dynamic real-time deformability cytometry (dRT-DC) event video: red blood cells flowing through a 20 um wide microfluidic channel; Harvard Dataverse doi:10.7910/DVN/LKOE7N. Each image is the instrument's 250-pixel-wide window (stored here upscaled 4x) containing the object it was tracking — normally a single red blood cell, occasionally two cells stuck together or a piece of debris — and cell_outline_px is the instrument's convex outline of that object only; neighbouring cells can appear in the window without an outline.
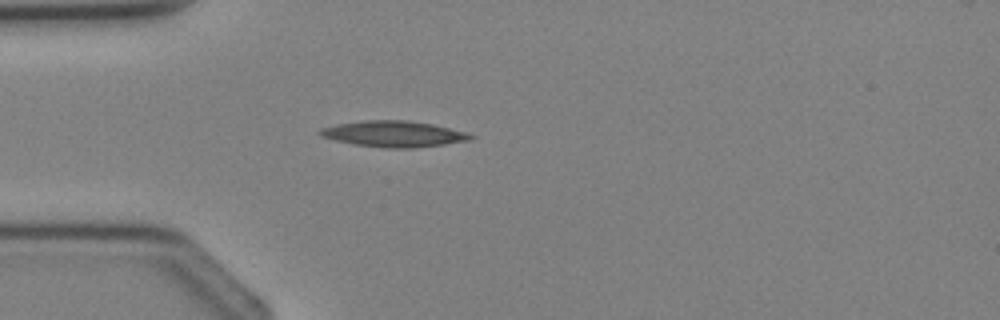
{"species": "Egyptian fruit bat (a non-hibernating species)", "species_latin": "Rousettus aegyptiacus", "temperature_condition": "cold", "stored_images_in_passage": 1, "camera_frame_rate_fps": 3000, "um_per_image_px": 0.085, "animal": {"sex": "female"}, "frame": {"image": 1, "passage_image": 1, "time_ms": 0.0, "image_size_px": [1000, 320], "cell_outline_px": [[476, 136], [472, 140], [416, 148], [384, 148], [356, 144], [336, 140], [320, 136], [316, 132], [320, 128], [336, 124], [364, 120], [408, 120], [432, 124], [464, 132]], "centroid_in_image_um": [33.44, 11.38], "position_along_channel_um": 51.6, "area_um2": 22.83}}